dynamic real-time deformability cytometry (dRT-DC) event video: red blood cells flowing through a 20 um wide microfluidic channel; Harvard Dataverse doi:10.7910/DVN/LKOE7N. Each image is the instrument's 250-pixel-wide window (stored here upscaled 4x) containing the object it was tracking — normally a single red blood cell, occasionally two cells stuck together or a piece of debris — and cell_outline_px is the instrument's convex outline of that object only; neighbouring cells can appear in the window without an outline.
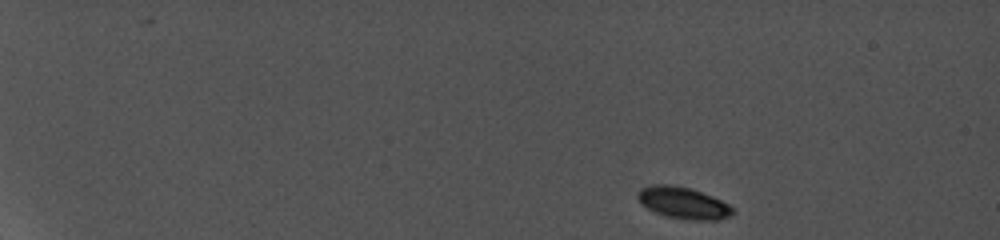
{"species": "common noctule bat (a hibernating species)", "species_latin": "Nyctalus noctula", "temperature_condition": "cold", "stored_images_in_passage": 10, "camera_frame_rate_fps": 5000, "um_per_image_px": 0.085, "animal": {"sex": "female", "body_mass_g": 19.0, "forearm_length_mm": 56.7}, "frame": {"image": 1, "passage_image": 1, "time_ms": 0.0, "image_size_px": [1000, 240], "cell_outline_px": [[736, 212], [732, 216], [716, 220], [688, 220], [668, 216], [656, 212], [648, 208], [636, 196], [636, 192], [640, 188], [652, 184], [668, 184], [692, 188], [712, 196], [736, 208]], "centroid_in_image_um": [58.12, 17.24], "position_along_channel_um": 26.9, "area_um2": 17.69}}
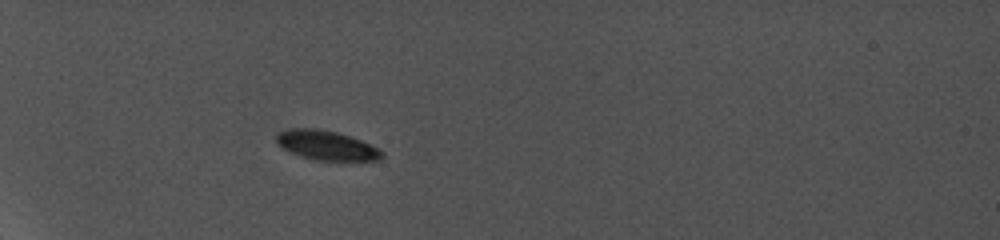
{"frame": {"image": 2, "passage_image": 5, "time_ms": 4.0, "image_size_px": [1000, 240], "cell_outline_px": [[384, 156], [380, 160], [316, 160], [292, 152], [276, 144], [276, 132], [288, 128], [316, 128], [336, 132], [360, 140], [384, 152]], "centroid_in_image_um": [27.71, 12.34], "position_along_channel_um": 57.3, "area_um2": 17.86}}
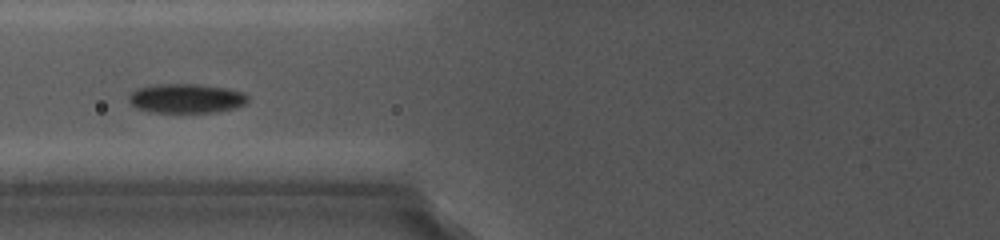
{"frame": {"image": 3, "passage_image": 7, "time_ms": 6.4, "image_size_px": [1000, 240], "cell_outline_px": [[248, 100], [244, 104], [236, 108], [216, 112], [180, 116], [148, 112], [136, 108], [128, 100], [128, 96], [136, 88], [152, 84], [196, 84], [228, 88], [244, 92], [248, 96]], "centroid_in_image_um": [15.8, 8.42], "position_along_channel_um": 110.0, "area_um2": 21.56}}